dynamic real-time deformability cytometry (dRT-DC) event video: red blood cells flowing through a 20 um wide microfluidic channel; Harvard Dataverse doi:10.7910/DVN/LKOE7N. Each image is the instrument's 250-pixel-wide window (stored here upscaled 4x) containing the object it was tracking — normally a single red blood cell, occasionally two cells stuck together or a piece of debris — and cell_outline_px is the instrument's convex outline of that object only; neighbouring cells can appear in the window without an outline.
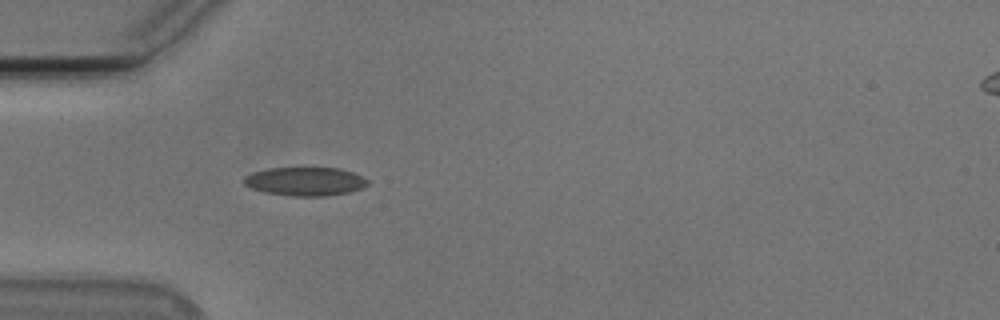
{"species": "Egyptian fruit bat (a non-hibernating species)", "species_latin": "Rousettus aegyptiacus", "temperature_condition": "cold", "stored_images_in_passage": 39, "camera_frame_rate_fps": 3000, "um_per_image_px": 0.085, "animal": {"sex": "male"}, "frame": {"image": 1, "passage_image": 1, "time_ms": 0.0, "image_size_px": [1000, 320], "cell_outline_px": [[368, 184], [360, 188], [348, 192], [324, 196], [292, 196], [264, 192], [252, 188], [244, 184], [244, 176], [252, 172], [268, 168], [340, 168], [352, 172], [368, 180]], "centroid_in_image_um": [25.9, 15.41], "position_along_channel_um": 59.1, "area_um2": 20.46}}
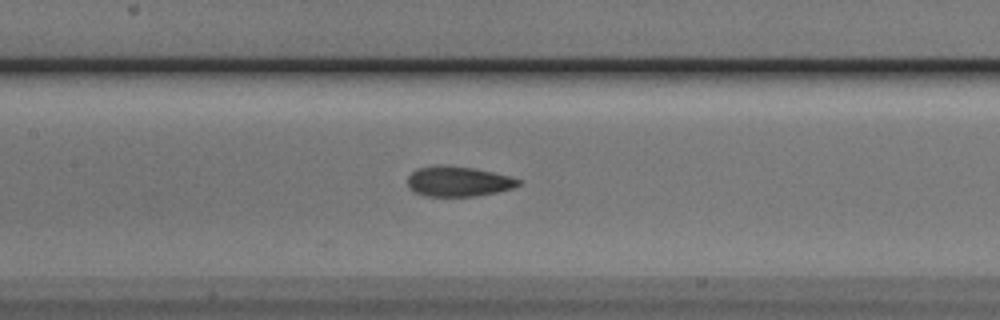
{"frame": {"image": 2, "passage_image": 10, "time_ms": 3.0, "image_size_px": [1000, 320], "cell_outline_px": [[520, 184], [512, 188], [496, 192], [476, 196], [424, 196], [412, 192], [408, 184], [408, 176], [416, 168], [436, 164], [448, 164], [476, 168], [512, 176], [520, 180]], "centroid_in_image_um": [38.92, 15.4], "position_along_channel_um": 168.5, "area_um2": 19.88}}
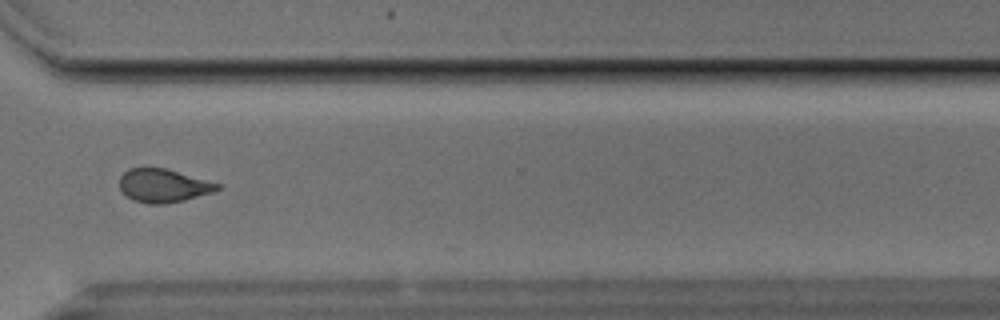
{"frame": {"image": 3, "passage_image": 25, "time_ms": 8.0, "image_size_px": [1000, 320], "cell_outline_px": [[220, 188], [212, 192], [184, 200], [164, 204], [148, 204], [132, 200], [120, 188], [120, 176], [128, 168], [164, 168], [220, 184]], "centroid_in_image_um": [13.85, 15.78], "position_along_channel_um": 356.8, "area_um2": 18.73}, "authors_computed_cell_mechanics": {"area_um2": 19.363, "velocity_mm_per_s": 3.7751, "shape_relaxation_time_tau1_ms": 4.9361, "shape_relaxation_time_tau2_ms": 2.1441, "deformation_change_tau1": 0.1371, "deformation_change_tau2": 0.0732}}